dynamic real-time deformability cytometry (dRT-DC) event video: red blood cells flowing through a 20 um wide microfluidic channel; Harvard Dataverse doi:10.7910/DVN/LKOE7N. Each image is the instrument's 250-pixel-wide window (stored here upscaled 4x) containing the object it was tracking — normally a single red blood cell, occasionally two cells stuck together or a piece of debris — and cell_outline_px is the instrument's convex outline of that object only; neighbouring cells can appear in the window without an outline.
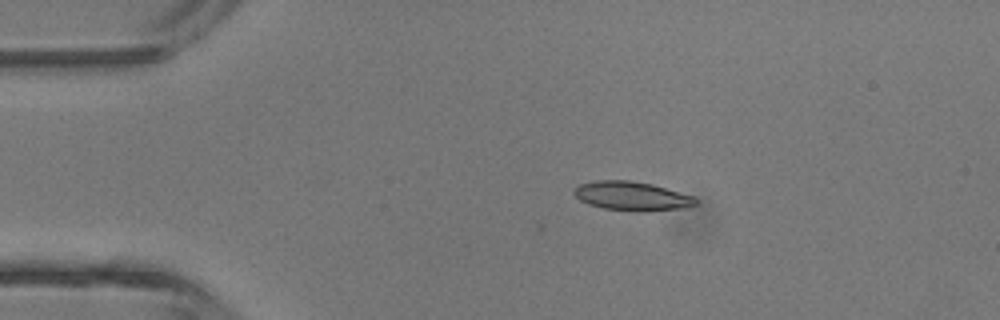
{"species": "common noctule bat (a hibernating species)", "species_latin": "Nyctalus noctula", "temperature_condition": "room temperature", "stored_images_in_passage": 3, "camera_frame_rate_fps": 3000, "um_per_image_px": 0.085, "animal": {"sex": "male", "body_mass_g": 13.3}, "frame": {"image": 1, "passage_image": 2, "time_ms": 1.333, "image_size_px": [1000, 320], "cell_outline_px": [[696, 204], [688, 208], [648, 212], [636, 212], [604, 208], [588, 204], [580, 200], [572, 192], [572, 188], [580, 184], [592, 180], [628, 180], [652, 184], [696, 196]], "centroid_in_image_um": [53.73, 16.67], "position_along_channel_um": 31.3, "area_um2": 21.04}}